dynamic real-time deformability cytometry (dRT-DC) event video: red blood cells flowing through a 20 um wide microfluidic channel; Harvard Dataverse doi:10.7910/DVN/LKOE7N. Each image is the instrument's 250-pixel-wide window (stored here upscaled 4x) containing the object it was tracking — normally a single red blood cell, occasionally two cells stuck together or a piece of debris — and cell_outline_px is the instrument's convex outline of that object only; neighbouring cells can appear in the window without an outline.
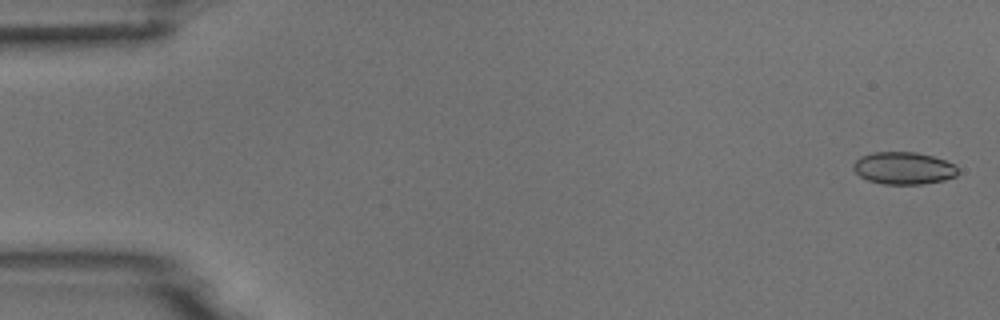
{"species": "common noctule bat (a hibernating species)", "species_latin": "Nyctalus noctula", "temperature_condition": "room temperature", "stored_images_in_passage": 4, "camera_frame_rate_fps": 3000, "um_per_image_px": 0.085, "animal": {"sex": "male", "body_mass_g": 18.8}, "frame": {"image": 1, "passage_image": 1, "time_ms": 0.0, "image_size_px": [1000, 320], "cell_outline_px": [[960, 172], [956, 176], [944, 180], [924, 184], [884, 184], [868, 180], [860, 176], [852, 168], [852, 164], [860, 156], [872, 152], [916, 152], [932, 156], [956, 164]], "centroid_in_image_um": [76.82, 14.29], "position_along_channel_um": 8.2, "area_um2": 19.88}}
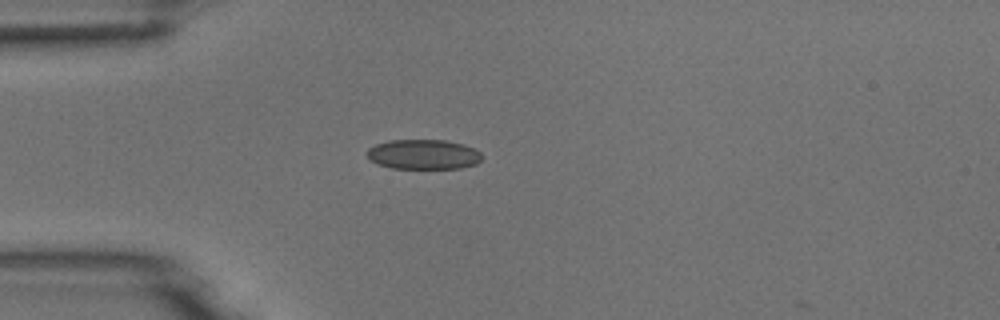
{"frame": {"image": 2, "passage_image": 4, "time_ms": 1.0, "image_size_px": [1000, 320], "cell_outline_px": [[480, 160], [476, 164], [460, 168], [392, 168], [376, 164], [368, 160], [368, 148], [376, 144], [388, 140], [444, 140], [464, 144], [476, 148], [480, 152]], "centroid_in_image_um": [35.97, 13.12], "position_along_channel_um": 49.0, "area_um2": 20.06}}